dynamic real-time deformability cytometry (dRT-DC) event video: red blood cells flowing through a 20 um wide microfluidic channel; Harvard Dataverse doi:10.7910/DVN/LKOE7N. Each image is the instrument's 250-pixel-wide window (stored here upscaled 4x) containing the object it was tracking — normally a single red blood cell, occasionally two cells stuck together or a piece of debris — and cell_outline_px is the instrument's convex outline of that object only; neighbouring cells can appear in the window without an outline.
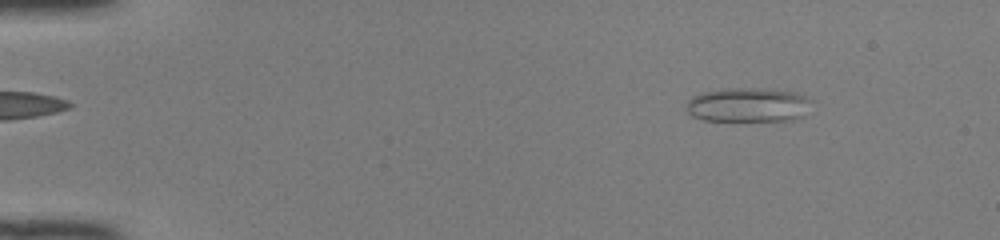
{"species": "common noctule bat (a hibernating species)", "species_latin": "Nyctalus noctula", "temperature_condition": "room temperature", "stored_images_in_passage": 48, "camera_frame_rate_fps": 3000, "um_per_image_px": 0.085, "animal": {"sex": "female", "body_mass_g": 22.0, "forearm_length_mm": 56.7}, "frame": {"image": 1, "passage_image": 6, "time_ms": 1.667, "image_size_px": [1000, 240], "cell_outline_px": [[812, 100], [800, 116], [792, 120], [704, 120], [692, 116], [688, 112], [688, 100], [692, 96], [704, 92], [732, 88], [740, 88], [792, 92], [808, 96]], "centroid_in_image_um": [63.55, 8.92], "position_along_channel_um": 21.4, "area_um2": 24.22}}
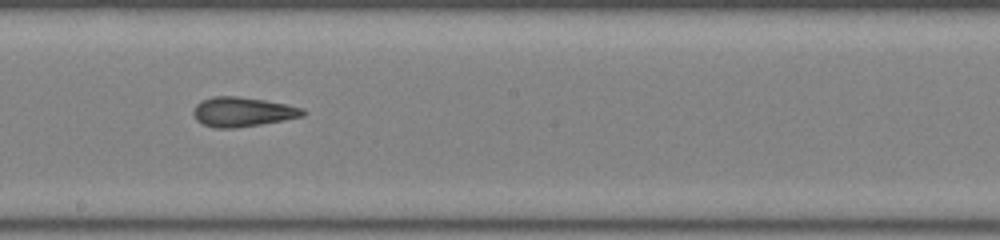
{"frame": {"image": 2, "passage_image": 28, "time_ms": 9.0, "image_size_px": [1000, 240], "cell_outline_px": [[304, 116], [260, 124], [232, 128], [216, 128], [204, 124], [196, 120], [192, 112], [196, 104], [204, 100], [216, 96], [236, 96], [264, 100], [284, 104], [300, 108], [304, 112]], "centroid_in_image_um": [20.57, 9.51], "position_along_channel_um": 227.6, "area_um2": 18.38}}
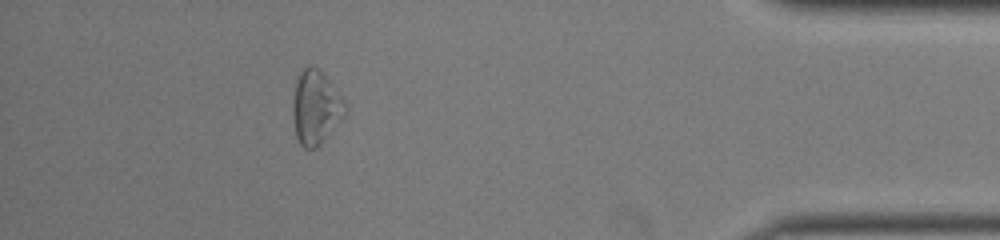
{"frame": {"image": 3, "passage_image": 44, "time_ms": 14.333, "image_size_px": [1000, 240], "cell_outline_px": [[348, 108], [340, 120], [320, 144], [316, 148], [304, 148], [300, 144], [296, 136], [292, 116], [292, 100], [296, 80], [300, 72], [308, 64], [316, 68], [328, 80], [340, 96]], "centroid_in_image_um": [26.79, 9.14], "position_along_channel_um": 408.4, "area_um2": 22.14}, "authors_computed_cell_mechanics": {"area_um2": 20.1722, "velocity_mm_per_s": 4.1662, "shape_relaxation_time_tau1_ms": null, "shape_relaxation_time_tau2_ms": 2.5113, "deformation_change_tau1": null, "deformation_change_tau2": 0.0921}}